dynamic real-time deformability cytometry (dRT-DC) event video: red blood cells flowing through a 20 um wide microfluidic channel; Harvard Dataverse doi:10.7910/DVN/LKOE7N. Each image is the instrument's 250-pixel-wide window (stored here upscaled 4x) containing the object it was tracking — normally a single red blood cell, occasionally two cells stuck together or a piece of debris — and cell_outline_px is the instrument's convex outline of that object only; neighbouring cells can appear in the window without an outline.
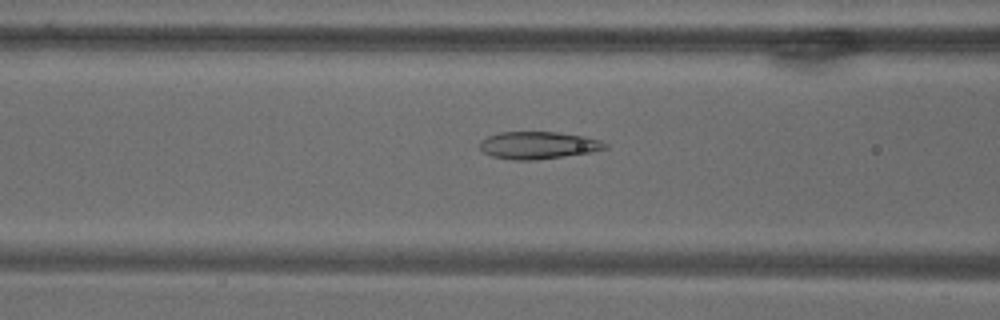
{"species": "common noctule bat (a hibernating species)", "species_latin": "Nyctalus noctula", "temperature_condition": "warm", "stored_images_in_passage": 72, "camera_frame_rate_fps": 3000, "um_per_image_px": 0.085, "animal": {"sex": "male", "body_mass_g": 18.8}, "frame": {"image": 1, "passage_image": 30, "time_ms": 9.667, "image_size_px": [1000, 320], "cell_outline_px": [[608, 148], [588, 152], [536, 160], [512, 160], [492, 156], [484, 152], [480, 148], [480, 140], [488, 136], [500, 132], [556, 132], [584, 136], [600, 140], [608, 144]], "centroid_in_image_um": [45.73, 12.34], "position_along_channel_um": 120.9, "area_um2": 19.83}}
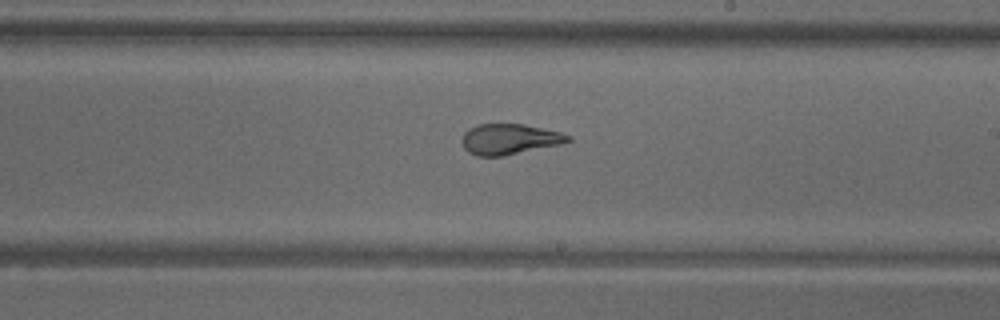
{"frame": {"image": 2, "passage_image": 43, "time_ms": 14.0, "image_size_px": [1000, 320], "cell_outline_px": [[572, 140], [560, 144], [504, 156], [476, 156], [468, 152], [464, 148], [460, 140], [464, 132], [468, 128], [480, 124], [524, 124], [560, 132], [572, 136]], "centroid_in_image_um": [43.27, 11.83], "position_along_channel_um": 245.7, "area_um2": 19.02}}
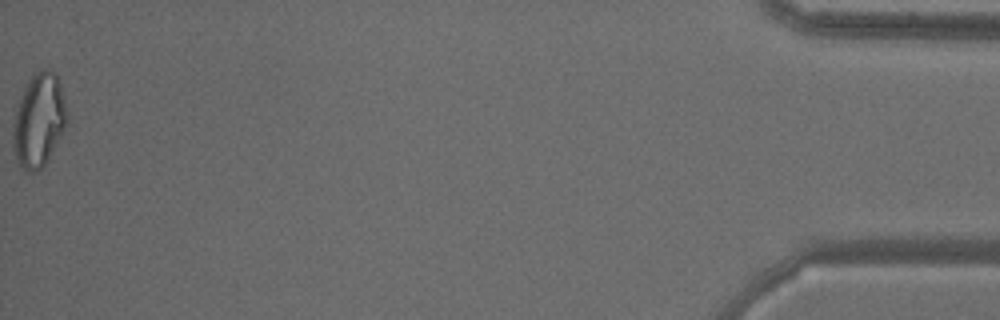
{"frame": {"image": 3, "passage_image": 72, "time_ms": 23.667, "image_size_px": [1000, 320], "cell_outline_px": [[68, 120], [44, 168], [36, 172], [24, 172], [16, 160], [12, 144], [12, 128], [16, 108], [24, 88], [28, 80], [36, 72], [44, 68], [48, 68], [56, 72], [64, 96], [68, 112]], "centroid_in_image_um": [3.3, 10.24], "position_along_channel_um": 431.9, "area_um2": 29.88}}